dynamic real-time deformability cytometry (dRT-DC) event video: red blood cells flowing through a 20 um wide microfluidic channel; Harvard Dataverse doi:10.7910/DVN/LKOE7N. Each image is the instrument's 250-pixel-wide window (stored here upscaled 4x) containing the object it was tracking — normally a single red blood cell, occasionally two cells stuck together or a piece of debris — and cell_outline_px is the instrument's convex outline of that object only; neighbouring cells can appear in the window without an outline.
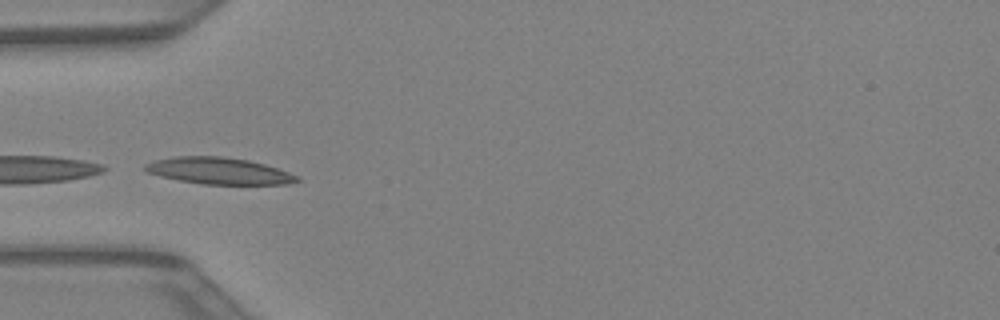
{"species": "Egyptian fruit bat (a non-hibernating species)", "species_latin": "Rousettus aegyptiacus", "temperature_condition": "warm", "stored_images_in_passage": 6, "camera_frame_rate_fps": 3000, "um_per_image_px": 0.085, "animal": {"sex": "female"}, "frame": {"image": 1, "passage_image": 1, "time_ms": 0.0, "image_size_px": [1000, 320], "cell_outline_px": [[300, 180], [288, 184], [204, 184], [180, 180], [160, 176], [148, 172], [144, 168], [144, 164], [156, 160], [176, 156], [220, 156], [248, 160], [264, 164], [288, 172], [296, 176]], "centroid_in_image_um": [18.59, 14.52], "position_along_channel_um": 66.4, "area_um2": 23.24}}